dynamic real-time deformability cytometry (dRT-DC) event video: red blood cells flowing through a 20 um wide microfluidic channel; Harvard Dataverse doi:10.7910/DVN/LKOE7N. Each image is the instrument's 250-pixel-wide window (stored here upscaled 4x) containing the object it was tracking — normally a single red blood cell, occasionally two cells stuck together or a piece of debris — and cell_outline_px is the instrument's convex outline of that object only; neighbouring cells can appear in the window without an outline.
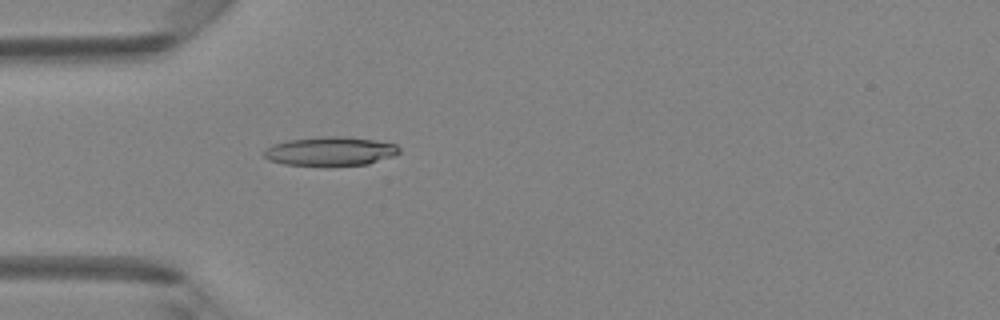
{"species": "Egyptian fruit bat (a non-hibernating species)", "species_latin": "Rousettus aegyptiacus", "temperature_condition": "room temperature", "stored_images_in_passage": 49, "camera_frame_rate_fps": 3000, "um_per_image_px": 0.085, "animal": {"sex": "female"}, "frame": {"image": 1, "passage_image": 15, "time_ms": 4.667, "image_size_px": [1000, 320], "cell_outline_px": [[400, 152], [392, 156], [368, 164], [332, 168], [284, 164], [268, 160], [264, 156], [264, 148], [272, 144], [288, 140], [320, 136], [344, 136], [376, 140], [396, 144], [400, 148]], "centroid_in_image_um": [28.05, 12.88], "position_along_channel_um": 56.9, "area_um2": 23.7}}
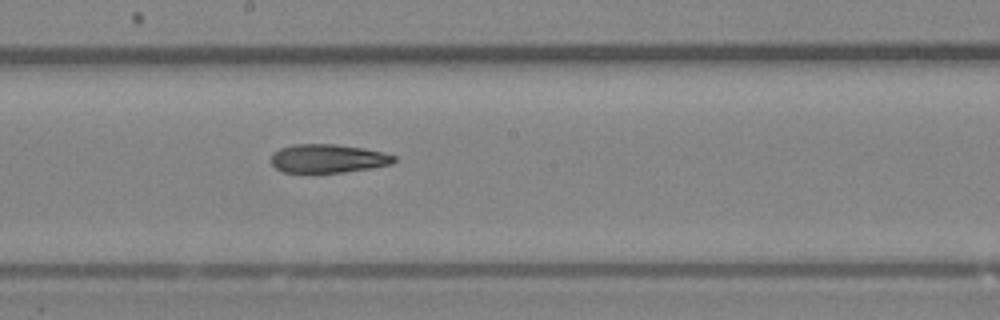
{"frame": {"image": 2, "passage_image": 27, "time_ms": 8.667, "image_size_px": [1000, 320], "cell_outline_px": [[396, 160], [392, 164], [372, 168], [344, 172], [280, 172], [272, 164], [272, 152], [280, 148], [292, 144], [336, 144], [364, 148], [396, 156]], "centroid_in_image_um": [27.86, 13.47], "position_along_channel_um": 220.3, "area_um2": 20.52}}
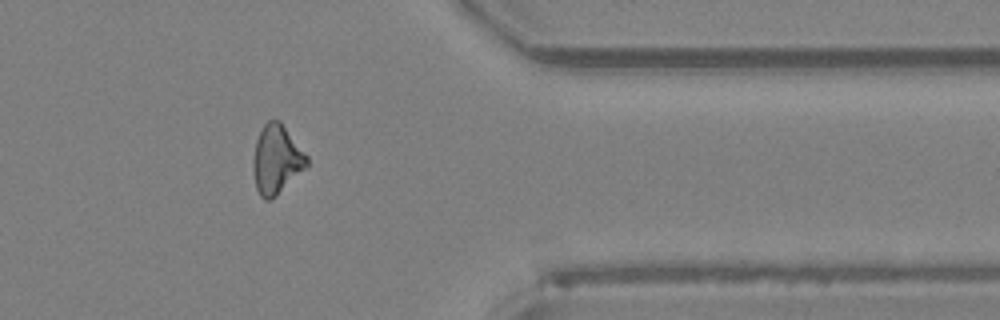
{"frame": {"image": 3, "passage_image": 40, "time_ms": 13.0, "image_size_px": [1000, 320], "cell_outline_px": [[308, 164], [276, 196], [268, 200], [264, 200], [260, 196], [256, 188], [252, 168], [252, 160], [256, 140], [264, 124], [268, 120], [280, 120], [308, 156]], "centroid_in_image_um": [23.48, 13.55], "position_along_channel_um": 387.9, "area_um2": 21.44}, "authors_computed_cell_mechanics": {"area_um2": 21.675, "velocity_mm_per_s": 4.2277, "shape_relaxation_time_tau1_ms": null, "shape_relaxation_time_tau2_ms": 2.655, "deformation_change_tau1": null, "deformation_change_tau2": 0.1255}}